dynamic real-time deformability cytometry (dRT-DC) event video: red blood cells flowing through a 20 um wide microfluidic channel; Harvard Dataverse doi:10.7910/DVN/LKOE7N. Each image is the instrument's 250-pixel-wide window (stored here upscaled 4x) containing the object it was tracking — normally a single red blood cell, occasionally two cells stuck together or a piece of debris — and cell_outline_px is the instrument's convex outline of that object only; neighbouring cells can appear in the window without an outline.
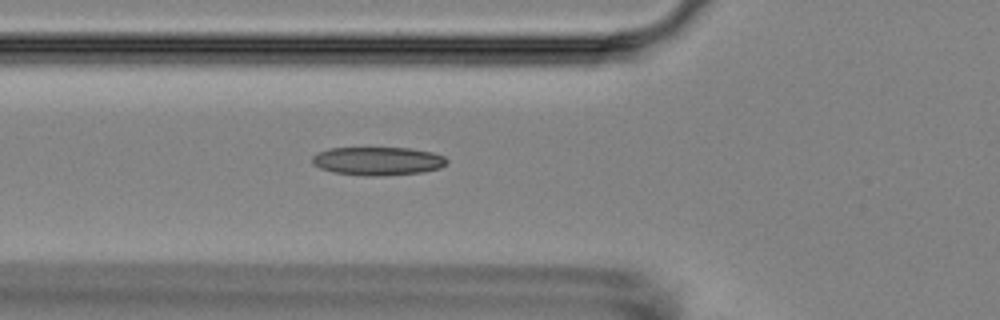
{"species": "Egyptian fruit bat (a non-hibernating species)", "species_latin": "Rousettus aegyptiacus", "temperature_condition": "room temperature", "stored_images_in_passage": 6, "camera_frame_rate_fps": 3000, "um_per_image_px": 0.085, "animal": {"sex": "female"}, "frame": {"image": 1, "passage_image": 6, "time_ms": 5.667, "image_size_px": [1000, 320], "cell_outline_px": [[448, 164], [440, 168], [420, 172], [376, 176], [368, 176], [332, 172], [320, 168], [312, 164], [312, 156], [328, 148], [408, 148], [432, 152], [444, 156], [448, 160]], "centroid_in_image_um": [32.11, 13.69], "position_along_channel_um": 93.7, "area_um2": 22.2}}